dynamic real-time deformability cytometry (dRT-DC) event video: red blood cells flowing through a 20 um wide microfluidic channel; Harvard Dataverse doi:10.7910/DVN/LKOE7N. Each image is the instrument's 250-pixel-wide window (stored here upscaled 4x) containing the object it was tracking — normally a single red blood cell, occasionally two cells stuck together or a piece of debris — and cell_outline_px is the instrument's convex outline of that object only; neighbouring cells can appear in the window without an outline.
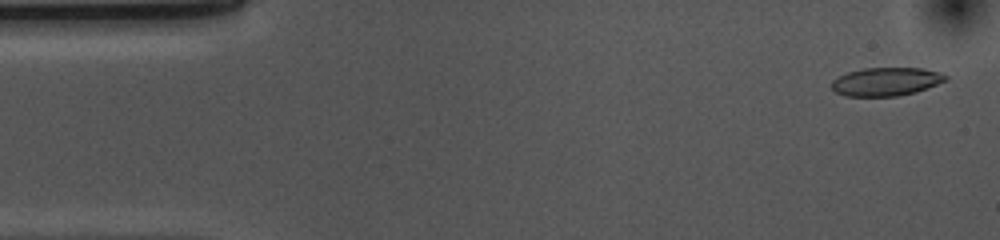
{"species": "common noctule bat (a hibernating species)", "species_latin": "Nyctalus noctula", "temperature_condition": "cold", "stored_images_in_passage": 53, "camera_frame_rate_fps": 3000, "um_per_image_px": 0.085, "animal": {"sex": "female", "body_mass_g": 10.0, "forearm_length_mm": 53.1}, "frame": {"image": 1, "passage_image": 2, "time_ms": 0.333, "image_size_px": [1000, 240], "cell_outline_px": [[948, 80], [916, 92], [896, 96], [844, 96], [836, 92], [832, 88], [832, 80], [848, 72], [864, 68], [924, 68], [940, 72], [948, 76]], "centroid_in_image_um": [75.34, 6.93], "position_along_channel_um": 9.7, "area_um2": 18.84}}
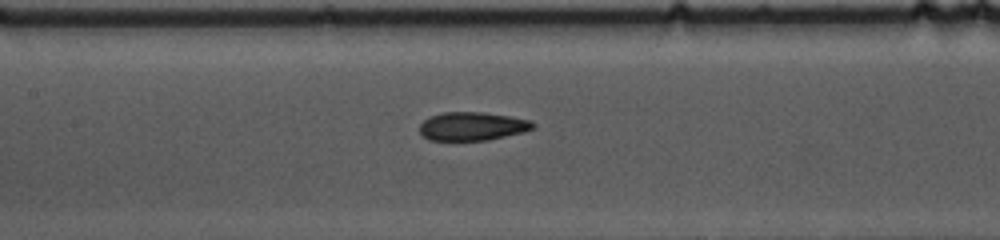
{"frame": {"image": 2, "passage_image": 23, "time_ms": 7.333, "image_size_px": [1000, 240], "cell_outline_px": [[536, 128], [524, 132], [488, 140], [428, 140], [420, 132], [420, 124], [424, 120], [432, 116], [444, 112], [480, 112], [508, 116], [532, 120], [536, 124]], "centroid_in_image_um": [40.19, 10.73], "position_along_channel_um": 167.2, "area_um2": 18.79}}
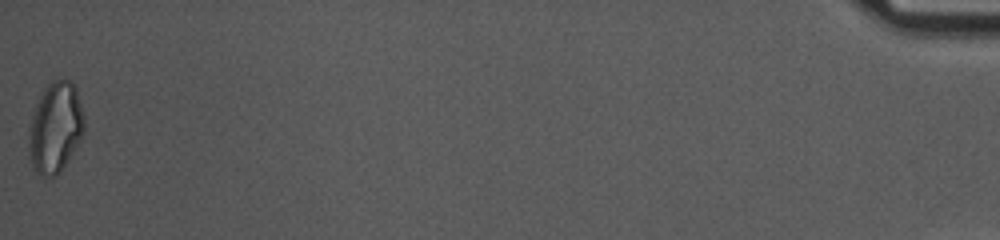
{"frame": {"image": 3, "passage_image": 53, "time_ms": 17.333, "image_size_px": [1000, 240], "cell_outline_px": [[84, 132], [80, 140], [68, 160], [60, 172], [56, 176], [40, 176], [32, 168], [28, 156], [28, 128], [36, 104], [40, 96], [48, 84], [52, 80], [72, 80], [76, 88], [84, 116]], "centroid_in_image_um": [4.68, 10.87], "position_along_channel_um": 430.5, "area_um2": 29.48}, "authors_computed_cell_mechanics": {"area_um2": 19.8832, "velocity_mm_per_s": 3.681, "shape_relaxation_time_tau1_ms": 5.7628, "shape_relaxation_time_tau2_ms": 1.2734, "deformation_change_tau1": 0.1383, "deformation_change_tau2": 0.0738}}